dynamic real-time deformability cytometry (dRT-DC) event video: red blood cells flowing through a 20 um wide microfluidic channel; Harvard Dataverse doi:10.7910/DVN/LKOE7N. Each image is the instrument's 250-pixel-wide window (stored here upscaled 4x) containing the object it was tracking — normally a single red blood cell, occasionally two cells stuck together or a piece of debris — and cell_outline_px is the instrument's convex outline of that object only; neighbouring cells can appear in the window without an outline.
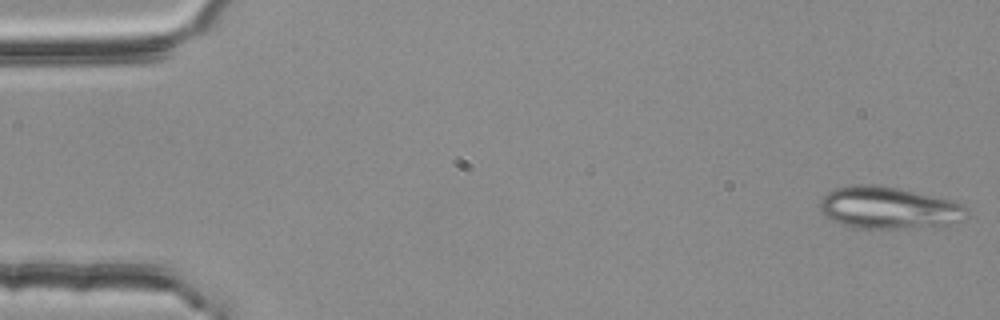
{"species": "common noctule bat (a hibernating species)", "species_latin": "Nyctalus noctula", "temperature_condition": "room temperature", "stored_images_in_passage": 3, "camera_frame_rate_fps": 3000, "um_per_image_px": 0.085, "animal": {"sex": "female", "body_mass_g": 25.1}, "frame": {"image": 1, "passage_image": 1, "time_ms": 0.0, "image_size_px": [1000, 320], "cell_outline_px": [[968, 216], [964, 220], [952, 224], [900, 228], [852, 228], [832, 220], [820, 208], [820, 200], [832, 188], [860, 184], [876, 184], [896, 188], [952, 200], [964, 204]], "centroid_in_image_um": [75.55, 17.66], "position_along_channel_um": 9.5, "area_um2": 35.78}}